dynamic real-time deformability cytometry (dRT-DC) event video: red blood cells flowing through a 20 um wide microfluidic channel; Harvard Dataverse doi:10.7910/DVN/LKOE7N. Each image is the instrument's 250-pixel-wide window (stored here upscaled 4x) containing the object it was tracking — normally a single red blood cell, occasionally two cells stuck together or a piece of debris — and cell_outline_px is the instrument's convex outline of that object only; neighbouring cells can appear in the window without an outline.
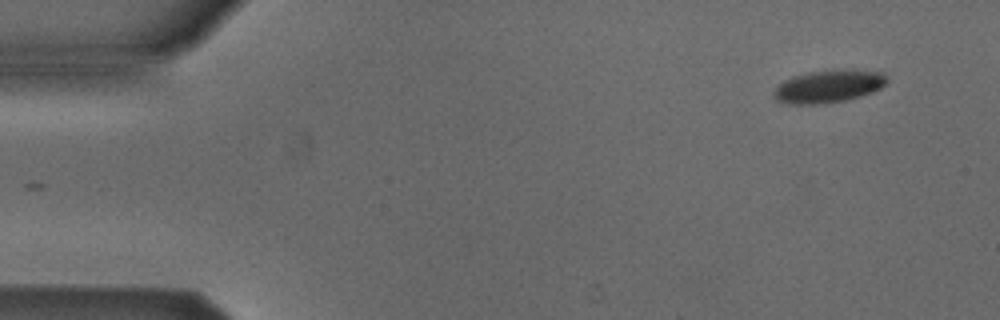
{"species": "Egyptian fruit bat (a non-hibernating species)", "species_latin": "Rousettus aegyptiacus", "temperature_condition": "cold", "stored_images_in_passage": 4, "camera_frame_rate_fps": 3000, "um_per_image_px": 0.085, "animal": {"sex": "male"}, "frame": {"image": 1, "passage_image": 1, "time_ms": 0.0, "image_size_px": [1000, 320], "cell_outline_px": [[888, 80], [880, 88], [872, 92], [860, 96], [844, 100], [824, 104], [788, 104], [776, 100], [772, 96], [772, 92], [784, 80], [792, 76], [808, 72], [884, 72]], "centroid_in_image_um": [70.34, 7.39], "position_along_channel_um": 14.7, "area_um2": 20.75}}
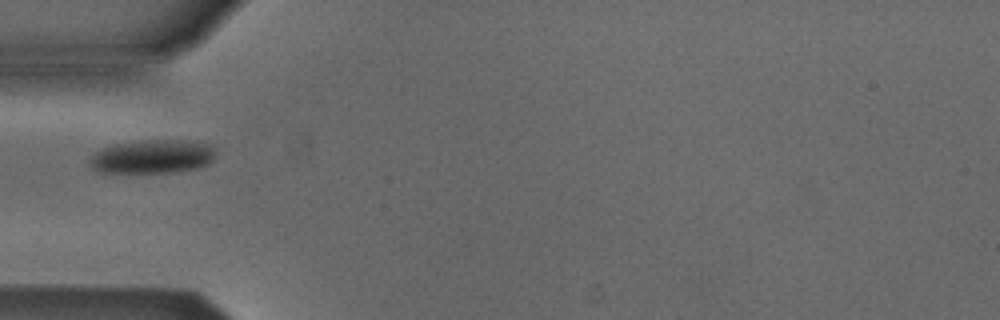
{"frame": {"image": 2, "passage_image": 4, "time_ms": 1.0, "image_size_px": [1000, 320], "cell_outline_px": [[216, 152], [212, 160], [208, 164], [196, 168], [172, 172], [100, 172], [92, 168], [88, 164], [88, 160], [96, 152], [112, 144], [140, 140], [196, 140], [212, 144], [216, 148]], "centroid_in_image_um": [13.0, 13.28], "position_along_channel_um": 72.0, "area_um2": 25.03}}